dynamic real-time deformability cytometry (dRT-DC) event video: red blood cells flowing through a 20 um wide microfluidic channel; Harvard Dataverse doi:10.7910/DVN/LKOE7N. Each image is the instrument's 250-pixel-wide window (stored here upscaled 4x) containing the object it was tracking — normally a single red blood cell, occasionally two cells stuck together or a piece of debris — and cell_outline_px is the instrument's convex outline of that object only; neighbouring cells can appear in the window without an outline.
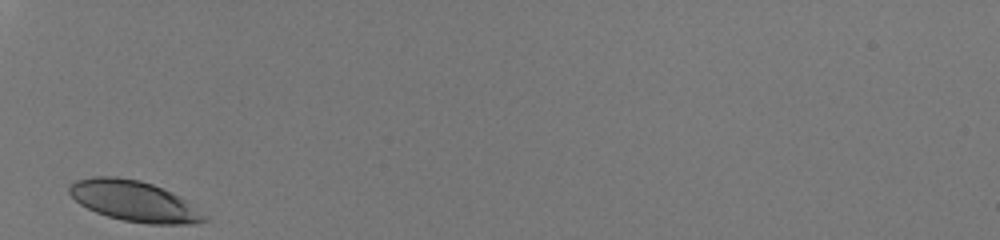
{"species": "human", "species_latin": "Homo sapiens", "temperature_condition": "room temperature", "stored_images_in_passage": 26, "camera_frame_rate_fps": 3000, "um_per_image_px": 0.085, "donor": {"sex": "male"}, "frame": {"image": 1, "passage_image": 1, "time_ms": 0.0, "image_size_px": [1000, 240], "cell_outline_px": [[212, 220], [196, 224], [148, 224], [124, 220], [108, 216], [96, 212], [80, 204], [68, 192], [68, 188], [76, 180], [92, 176], [116, 176], [140, 180], [164, 188], [188, 200], [208, 216]], "centroid_in_image_um": [11.48, 17.1], "position_along_channel_um": 73.5, "area_um2": 32.31}}
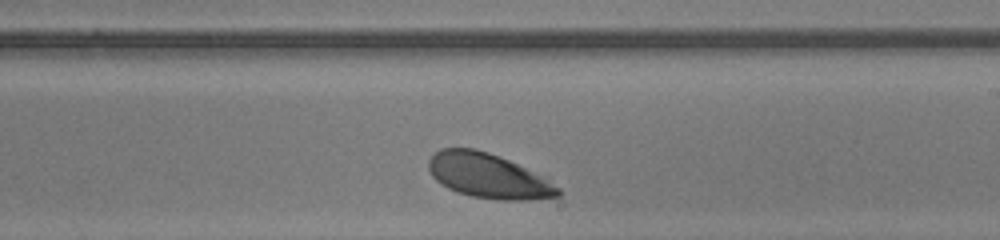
{"frame": {"image": 2, "passage_image": 15, "time_ms": 4.667, "image_size_px": [1000, 240], "cell_outline_px": [[560, 196], [532, 200], [500, 200], [472, 196], [456, 192], [440, 184], [432, 176], [428, 168], [428, 160], [440, 148], [472, 148], [488, 152], [500, 156], [524, 168], [560, 188]], "centroid_in_image_um": [41.44, 14.95], "position_along_channel_um": 247.6, "area_um2": 33.23}}
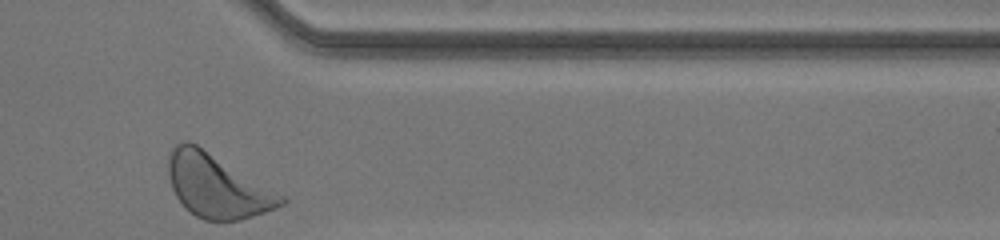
{"frame": {"image": 3, "passage_image": 26, "time_ms": 8.333, "image_size_px": [1000, 240], "cell_outline_px": [[288, 200], [284, 204], [276, 208], [240, 220], [204, 220], [196, 216], [184, 208], [176, 196], [172, 188], [168, 176], [168, 156], [172, 148], [176, 144], [184, 140], [188, 140], [196, 144], [284, 196]], "centroid_in_image_um": [18.41, 15.81], "position_along_channel_um": 393.0, "area_um2": 41.21}}